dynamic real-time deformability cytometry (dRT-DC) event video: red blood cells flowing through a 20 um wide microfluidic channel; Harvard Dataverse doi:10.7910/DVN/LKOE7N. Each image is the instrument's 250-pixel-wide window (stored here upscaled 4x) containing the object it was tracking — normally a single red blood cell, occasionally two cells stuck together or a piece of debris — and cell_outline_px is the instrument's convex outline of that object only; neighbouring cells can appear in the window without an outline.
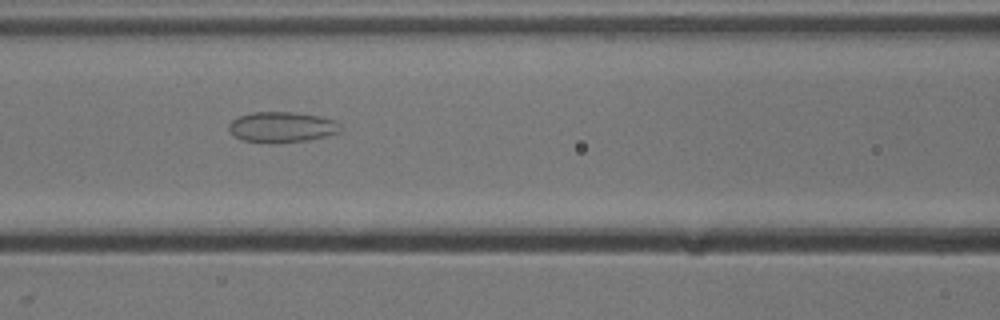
{"species": "common noctule bat (a hibernating species)", "species_latin": "Nyctalus noctula", "temperature_condition": "cold", "stored_images_in_passage": 37, "camera_frame_rate_fps": 3000, "um_per_image_px": 0.085, "animal": {"sex": "male", "body_mass_g": 13.3}, "frame": {"image": 1, "passage_image": 13, "time_ms": 4.0, "image_size_px": [1000, 320], "cell_outline_px": [[340, 132], [328, 136], [308, 140], [244, 140], [236, 136], [228, 128], [228, 124], [232, 120], [240, 116], [252, 112], [292, 112], [320, 116], [336, 120], [340, 124]], "centroid_in_image_um": [24.03, 10.75], "position_along_channel_um": 142.6, "area_um2": 19.07}}
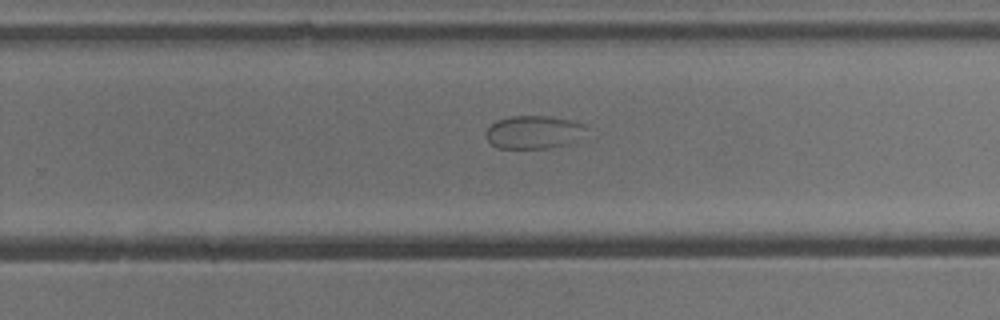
{"frame": {"image": 2, "passage_image": 24, "time_ms": 7.667, "image_size_px": [1000, 320], "cell_outline_px": [[588, 128], [568, 144], [548, 148], [496, 148], [488, 140], [484, 132], [496, 120], [512, 116], [548, 116], [572, 120], [584, 124]], "centroid_in_image_um": [45.32, 11.22], "position_along_channel_um": 284.5, "area_um2": 19.19}}
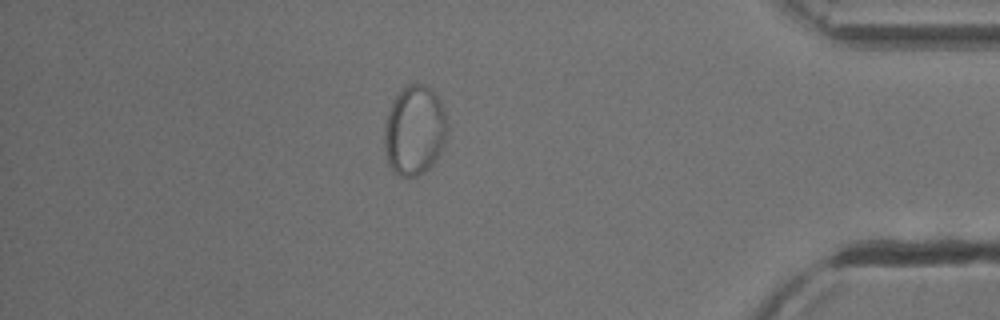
{"frame": {"image": 3, "passage_image": 36, "time_ms": 11.667, "image_size_px": [1000, 320], "cell_outline_px": [[448, 132], [440, 152], [436, 160], [424, 172], [416, 176], [400, 176], [392, 168], [388, 160], [384, 144], [384, 132], [388, 116], [392, 104], [396, 96], [408, 84], [420, 84], [432, 88], [436, 92], [444, 108], [448, 128]], "centroid_in_image_um": [35.28, 11.07], "position_along_channel_um": 399.9, "area_um2": 32.6}}